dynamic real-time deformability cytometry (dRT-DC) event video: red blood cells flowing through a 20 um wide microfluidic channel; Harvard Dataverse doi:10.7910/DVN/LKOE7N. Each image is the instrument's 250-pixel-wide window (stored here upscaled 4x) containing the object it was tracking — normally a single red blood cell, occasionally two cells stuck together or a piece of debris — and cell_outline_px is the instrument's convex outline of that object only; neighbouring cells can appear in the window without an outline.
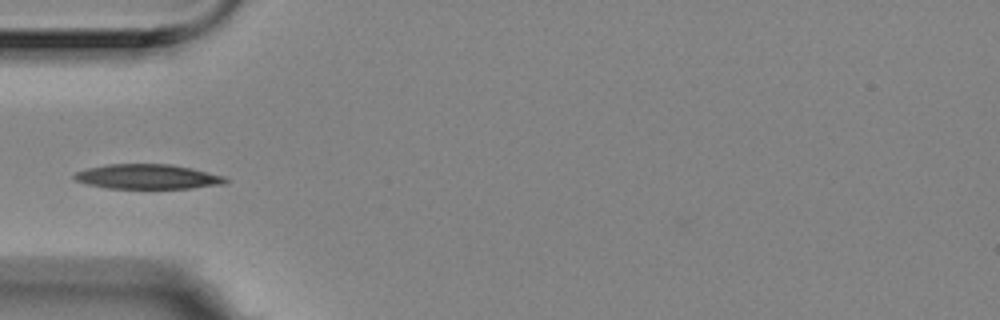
{"species": "Egyptian fruit bat (a non-hibernating species)", "species_latin": "Rousettus aegyptiacus", "temperature_condition": "room temperature", "stored_images_in_passage": 9, "camera_frame_rate_fps": 3000, "um_per_image_px": 0.085, "animal": {"sex": "female"}, "frame": {"image": 1, "passage_image": 6, "time_ms": 1.667, "image_size_px": [1000, 320], "cell_outline_px": [[228, 180], [224, 184], [192, 188], [108, 188], [88, 184], [76, 180], [72, 176], [76, 172], [88, 168], [108, 164], [168, 164], [192, 168], [224, 176]], "centroid_in_image_um": [12.55, 15.01], "position_along_channel_um": 72.4, "area_um2": 21.62}}
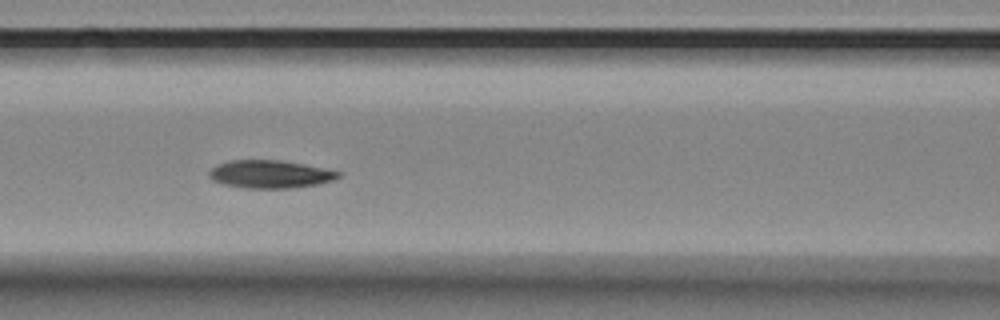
{"frame": {"image": 2, "passage_image": 8, "time_ms": 2.333, "image_size_px": [1000, 320], "cell_outline_px": [[340, 176], [332, 180], [316, 184], [292, 188], [244, 188], [224, 184], [212, 180], [208, 176], [208, 172], [216, 164], [232, 160], [276, 160], [300, 164], [340, 172]], "centroid_in_image_um": [22.87, 14.81], "position_along_channel_um": 143.7, "area_um2": 20.63}}
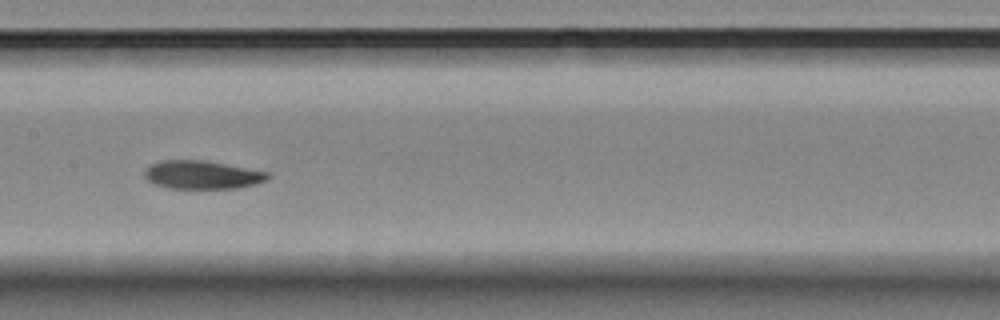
{"frame": {"image": 3, "passage_image": 9, "time_ms": 2.667, "image_size_px": [1000, 320], "cell_outline_px": [[268, 176], [264, 180], [256, 184], [236, 188], [168, 188], [152, 184], [144, 176], [144, 168], [160, 160], [204, 160], [268, 172]], "centroid_in_image_um": [17.1, 14.86], "position_along_channel_um": 190.3, "area_um2": 20.23}}